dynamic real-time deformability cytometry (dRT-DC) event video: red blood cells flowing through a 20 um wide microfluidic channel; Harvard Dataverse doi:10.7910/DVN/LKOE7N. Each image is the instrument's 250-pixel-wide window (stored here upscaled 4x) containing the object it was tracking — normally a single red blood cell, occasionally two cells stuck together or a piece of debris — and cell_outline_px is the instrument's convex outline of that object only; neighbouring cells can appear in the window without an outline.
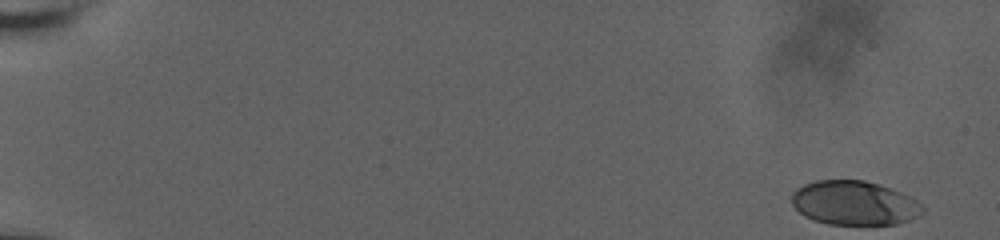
{"species": "human", "species_latin": "Homo sapiens", "temperature_condition": "room temperature", "stored_images_in_passage": 83, "camera_frame_rate_fps": 3000, "um_per_image_px": 0.085, "donor": {"sex": "male"}, "frame": {"image": 1, "passage_image": 1, "time_ms": 0.0, "image_size_px": [1000, 240], "cell_outline_px": [[924, 212], [920, 216], [896, 224], [828, 224], [812, 220], [804, 216], [792, 204], [792, 192], [796, 188], [804, 184], [816, 180], [864, 180], [900, 192], [916, 200], [924, 208]], "centroid_in_image_um": [72.59, 17.26], "position_along_channel_um": 12.4, "area_um2": 33.58}}
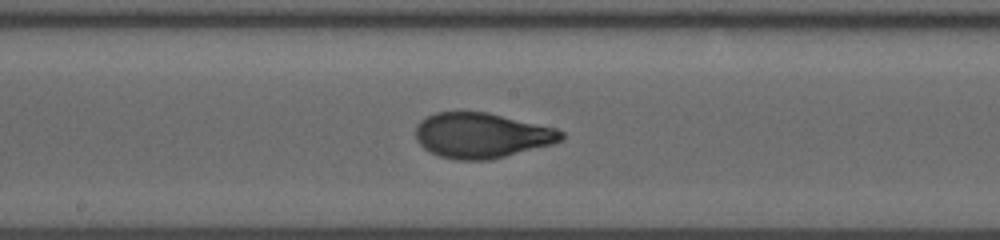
{"frame": {"image": 2, "passage_image": 41, "time_ms": 10.333, "image_size_px": [1000, 240], "cell_outline_px": [[564, 136], [560, 140], [552, 144], [488, 160], [456, 160], [440, 156], [428, 152], [416, 140], [416, 124], [420, 120], [436, 112], [488, 112], [556, 128], [564, 132]], "centroid_in_image_um": [40.91, 11.5], "position_along_channel_um": 207.3, "area_um2": 38.26}}
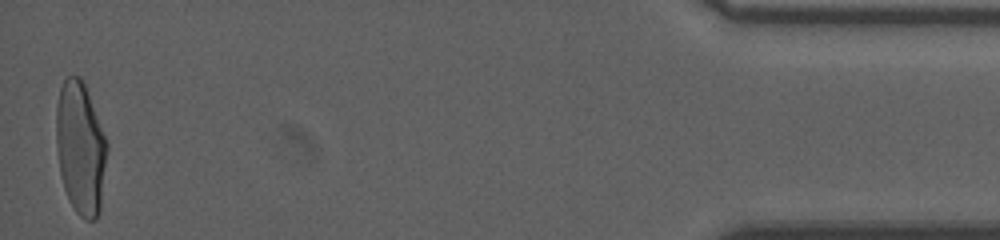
{"frame": {"image": 3, "passage_image": 81, "time_ms": 18.333, "image_size_px": [1000, 240], "cell_outline_px": [[108, 148], [100, 212], [96, 220], [84, 220], [76, 212], [68, 200], [64, 188], [60, 172], [56, 140], [56, 104], [60, 88], [64, 80], [68, 76], [80, 76], [84, 84], [108, 144]], "centroid_in_image_um": [6.84, 12.63], "position_along_channel_um": 428.4, "area_um2": 39.3}, "authors_computed_cell_mechanics": {"area_um2": 37.9168, "velocity_mm_per_s": 3.7726, "shape_relaxation_time_tau1_ms": 4.8616, "shape_relaxation_time_tau2_ms": 0.7823, "deformation_change_tau1": 0.2139, "deformation_change_tau2": 0.0661}}